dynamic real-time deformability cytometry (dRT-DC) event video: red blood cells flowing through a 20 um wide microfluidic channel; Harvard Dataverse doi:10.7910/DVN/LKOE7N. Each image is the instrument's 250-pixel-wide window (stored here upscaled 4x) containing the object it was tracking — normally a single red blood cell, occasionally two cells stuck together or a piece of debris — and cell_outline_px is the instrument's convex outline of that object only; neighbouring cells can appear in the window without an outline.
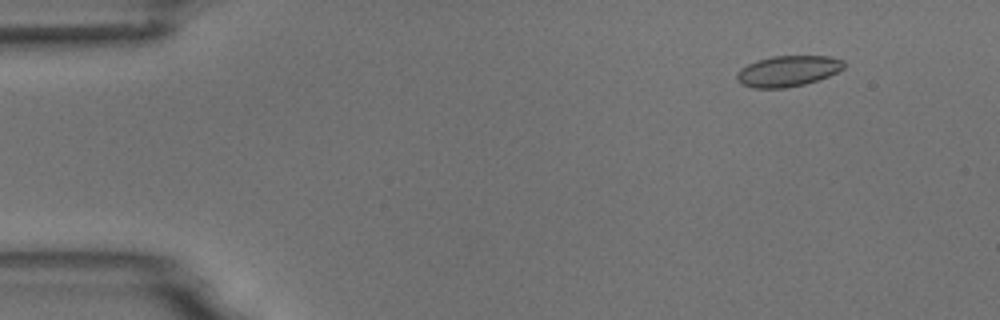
{"species": "common noctule bat (a hibernating species)", "species_latin": "Nyctalus noctula", "temperature_condition": "room temperature", "stored_images_in_passage": 5, "camera_frame_rate_fps": 3000, "um_per_image_px": 0.085, "animal": {"sex": "male", "body_mass_g": 18.8}, "frame": {"image": 1, "passage_image": 2, "time_ms": 1.333, "image_size_px": [1000, 320], "cell_outline_px": [[844, 68], [828, 76], [804, 84], [788, 88], [752, 88], [740, 84], [736, 80], [736, 72], [740, 68], [756, 60], [772, 56], [832, 56], [844, 60]], "centroid_in_image_um": [66.93, 6.04], "position_along_channel_um": 18.1, "area_um2": 19.42}}
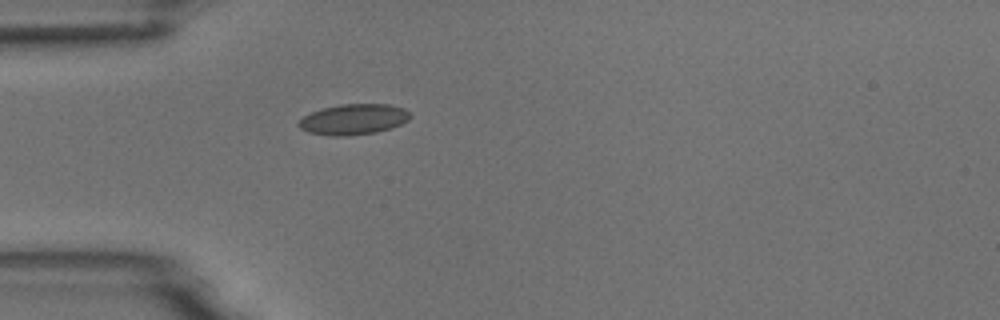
{"frame": {"image": 2, "passage_image": 5, "time_ms": 4.667, "image_size_px": [1000, 320], "cell_outline_px": [[412, 116], [408, 120], [400, 124], [376, 132], [348, 136], [332, 136], [308, 132], [300, 128], [296, 124], [304, 116], [320, 108], [340, 104], [388, 104], [404, 108]], "centroid_in_image_um": [30.02, 10.14], "position_along_channel_um": 55.0, "area_um2": 19.88}}